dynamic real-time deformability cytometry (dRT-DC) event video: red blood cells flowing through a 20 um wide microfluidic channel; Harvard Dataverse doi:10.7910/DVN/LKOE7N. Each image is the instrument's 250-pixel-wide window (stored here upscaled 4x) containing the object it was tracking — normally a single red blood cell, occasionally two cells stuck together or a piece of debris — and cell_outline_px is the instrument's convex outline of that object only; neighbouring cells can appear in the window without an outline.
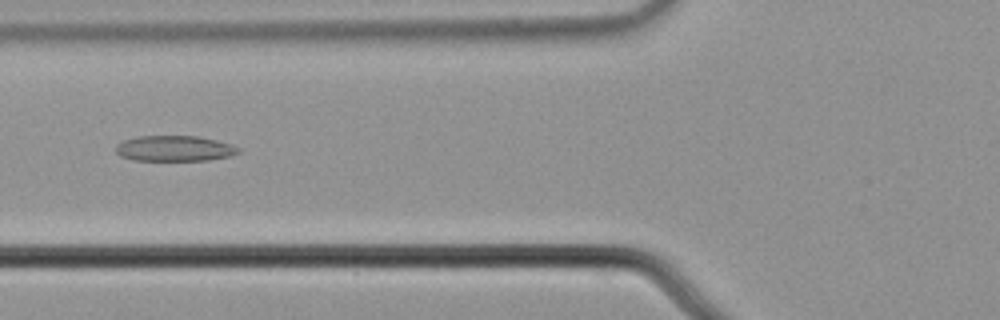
{"species": "common noctule bat (a hibernating species)", "species_latin": "Nyctalus noctula", "temperature_condition": "cold", "stored_images_in_passage": 56, "camera_frame_rate_fps": 3000, "um_per_image_px": 0.085, "animal": {"sex": "male", "body_mass_g": 21.5, "forearm_length_mm": 52.0}, "frame": {"image": 1, "passage_image": 22, "time_ms": 7.0, "image_size_px": [1000, 320], "cell_outline_px": [[240, 152], [232, 156], [208, 160], [132, 160], [120, 156], [116, 152], [116, 144], [124, 140], [136, 136], [200, 136], [216, 140], [240, 148]], "centroid_in_image_um": [14.82, 12.62], "position_along_channel_um": 111.0, "area_um2": 18.32}}
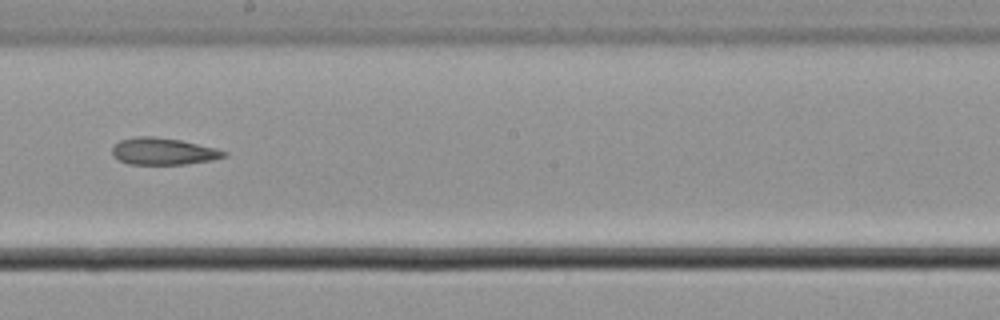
{"frame": {"image": 2, "passage_image": 32, "time_ms": 10.333, "image_size_px": [1000, 320], "cell_outline_px": [[228, 156], [212, 160], [184, 164], [128, 164], [112, 156], [112, 148], [120, 140], [136, 136], [156, 136], [180, 140], [216, 148], [228, 152]], "centroid_in_image_um": [13.88, 12.86], "position_along_channel_um": 234.3, "area_um2": 17.57}}
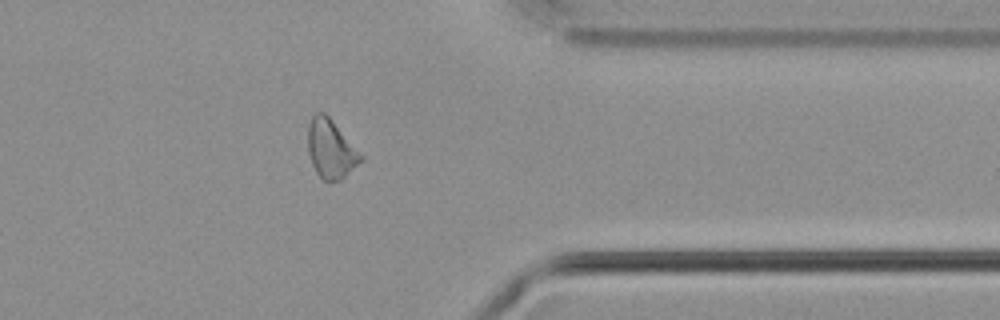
{"frame": {"image": 3, "passage_image": 45, "time_ms": 14.667, "image_size_px": [1000, 320], "cell_outline_px": [[364, 156], [340, 180], [324, 180], [316, 172], [312, 164], [308, 152], [308, 124], [312, 116], [316, 112], [324, 112], [332, 120]], "centroid_in_image_um": [28.09, 12.62], "position_along_channel_um": 383.3, "area_um2": 17.69}, "authors_computed_cell_mechanics": {"area_um2": 18.8717, "velocity_mm_per_s": 3.6999, "shape_relaxation_time_tau1_ms": 7.6312, "shape_relaxation_time_tau2_ms": null, "deformation_change_tau1": 0.1015, "deformation_change_tau2": null}}